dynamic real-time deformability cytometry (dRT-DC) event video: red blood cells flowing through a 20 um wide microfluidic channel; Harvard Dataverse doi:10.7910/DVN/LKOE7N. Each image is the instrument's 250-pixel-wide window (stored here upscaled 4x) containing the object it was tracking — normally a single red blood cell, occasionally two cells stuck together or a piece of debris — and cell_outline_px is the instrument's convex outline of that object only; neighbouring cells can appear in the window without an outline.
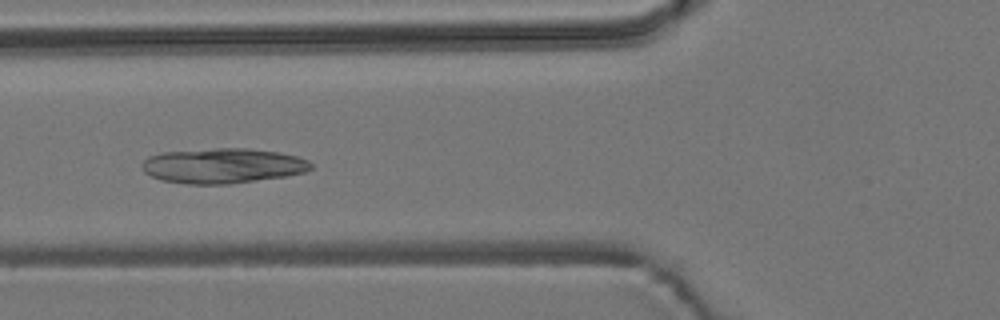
{"species": "common noctule bat (a hibernating species)", "species_latin": "Nyctalus noctula", "temperature_condition": "room temperature", "stored_images_in_passage": 5, "camera_frame_rate_fps": 3000, "um_per_image_px": 0.085, "animal": {"sex": "male", "body_mass_g": 19.2, "forearm_length_mm": 51.8}, "frame": {"image": 1, "passage_image": 4, "time_ms": 3.667, "image_size_px": [1000, 320], "cell_outline_px": [[312, 168], [304, 172], [288, 176], [228, 184], [188, 184], [164, 180], [152, 176], [144, 172], [140, 164], [148, 156], [164, 152], [216, 148], [248, 148], [280, 152], [296, 156], [308, 160], [312, 164]], "centroid_in_image_um": [18.95, 14.08], "position_along_channel_um": 106.9, "area_um2": 34.56}}
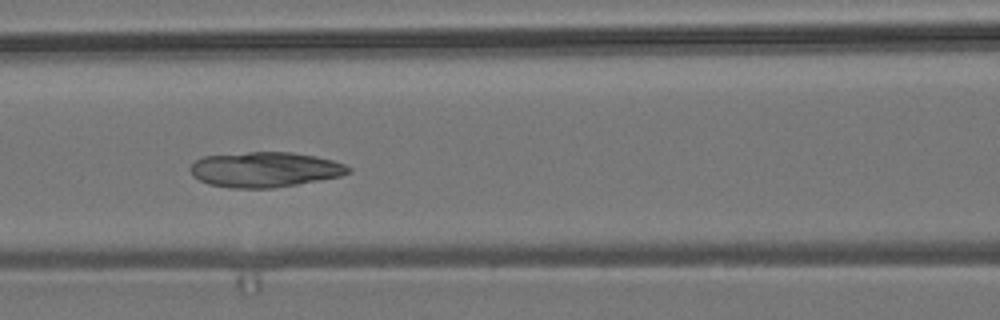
{"frame": {"image": 2, "passage_image": 5, "time_ms": 4.667, "image_size_px": [1000, 320], "cell_outline_px": [[352, 172], [340, 176], [296, 184], [272, 188], [232, 188], [208, 184], [192, 176], [188, 168], [192, 160], [204, 156], [248, 152], [292, 152], [316, 156], [332, 160], [344, 164], [352, 168]], "centroid_in_image_um": [22.47, 14.4], "position_along_channel_um": 144.1, "area_um2": 32.6}}